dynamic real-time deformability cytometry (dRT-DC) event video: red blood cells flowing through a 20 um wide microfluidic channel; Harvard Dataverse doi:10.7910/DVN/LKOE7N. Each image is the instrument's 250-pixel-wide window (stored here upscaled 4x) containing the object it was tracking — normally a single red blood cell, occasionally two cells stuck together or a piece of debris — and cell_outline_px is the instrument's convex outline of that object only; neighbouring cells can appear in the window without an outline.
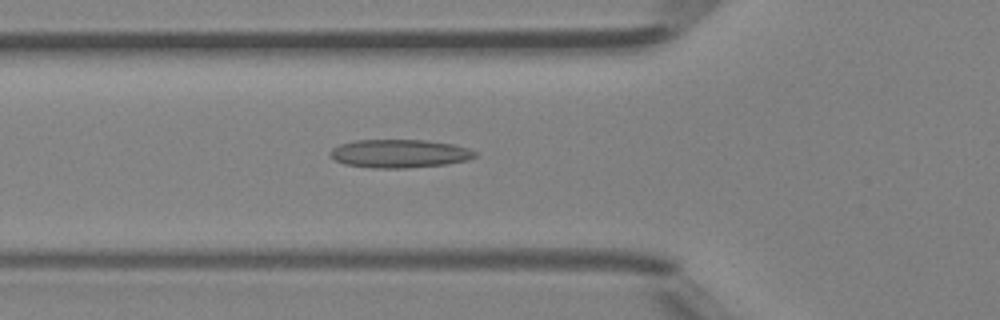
{"species": "Egyptian fruit bat (a non-hibernating species)", "species_latin": "Rousettus aegyptiacus", "temperature_condition": "room temperature", "stored_images_in_passage": 39, "camera_frame_rate_fps": 3000, "um_per_image_px": 0.085, "animal": {"sex": "female"}, "frame": {"image": 1, "passage_image": 9, "time_ms": 2.667, "image_size_px": [1000, 320], "cell_outline_px": [[476, 156], [468, 160], [448, 164], [404, 168], [372, 168], [344, 164], [328, 156], [328, 152], [332, 148], [340, 144], [356, 140], [424, 140], [452, 144], [468, 148], [476, 152]], "centroid_in_image_um": [33.93, 13.06], "position_along_channel_um": 91.9, "area_um2": 23.99}}
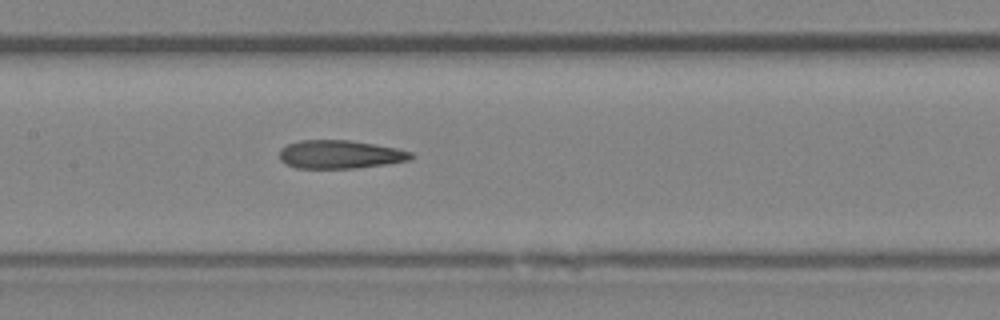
{"frame": {"image": 2, "passage_image": 15, "time_ms": 4.667, "image_size_px": [1000, 320], "cell_outline_px": [[416, 156], [412, 160], [356, 168], [296, 168], [280, 160], [280, 148], [288, 144], [300, 140], [348, 140], [396, 148], [412, 152]], "centroid_in_image_um": [28.92, 13.12], "position_along_channel_um": 178.5, "area_um2": 21.68}}
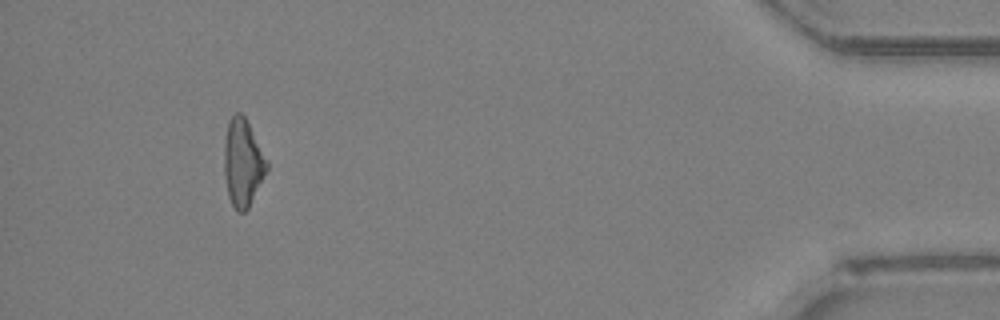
{"frame": {"image": 3, "passage_image": 36, "time_ms": 11.667, "image_size_px": [1000, 320], "cell_outline_px": [[268, 168], [248, 208], [244, 212], [236, 212], [228, 196], [224, 176], [224, 140], [228, 120], [236, 112], [240, 112], [244, 116], [268, 160]], "centroid_in_image_um": [20.62, 13.83], "position_along_channel_um": 414.6, "area_um2": 21.73}}